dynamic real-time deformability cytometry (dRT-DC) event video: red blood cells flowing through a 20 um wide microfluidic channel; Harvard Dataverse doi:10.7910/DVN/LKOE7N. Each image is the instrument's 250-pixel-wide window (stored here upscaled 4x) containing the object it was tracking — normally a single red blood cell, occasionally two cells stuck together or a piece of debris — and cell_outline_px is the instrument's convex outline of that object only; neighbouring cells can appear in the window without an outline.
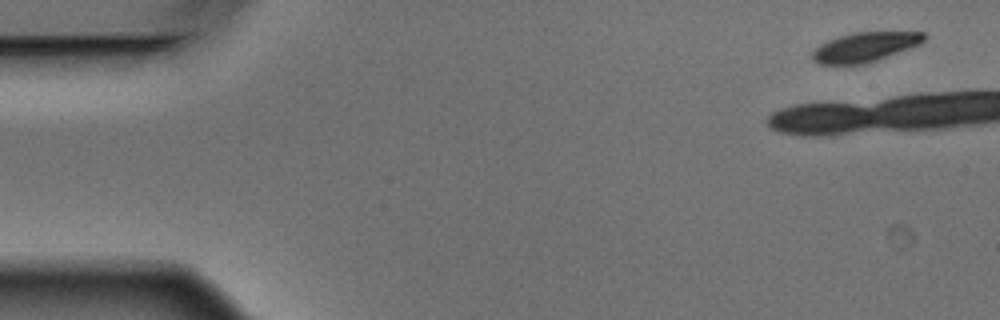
{"species": "Egyptian fruit bat (a non-hibernating species)", "species_latin": "Rousettus aegyptiacus", "temperature_condition": "warm", "stored_images_in_passage": 5, "camera_frame_rate_fps": 3000, "um_per_image_px": 0.085, "animal": {"sex": "male"}, "frame": {"image": 1, "passage_image": 1, "time_ms": 0.0, "image_size_px": [1000, 320], "cell_outline_px": [[928, 36], [920, 44], [876, 60], [864, 64], [820, 64], [812, 60], [812, 52], [820, 44], [828, 40], [852, 32], [924, 32]], "centroid_in_image_um": [73.52, 3.99], "position_along_channel_um": 11.5, "area_um2": 19.07}}